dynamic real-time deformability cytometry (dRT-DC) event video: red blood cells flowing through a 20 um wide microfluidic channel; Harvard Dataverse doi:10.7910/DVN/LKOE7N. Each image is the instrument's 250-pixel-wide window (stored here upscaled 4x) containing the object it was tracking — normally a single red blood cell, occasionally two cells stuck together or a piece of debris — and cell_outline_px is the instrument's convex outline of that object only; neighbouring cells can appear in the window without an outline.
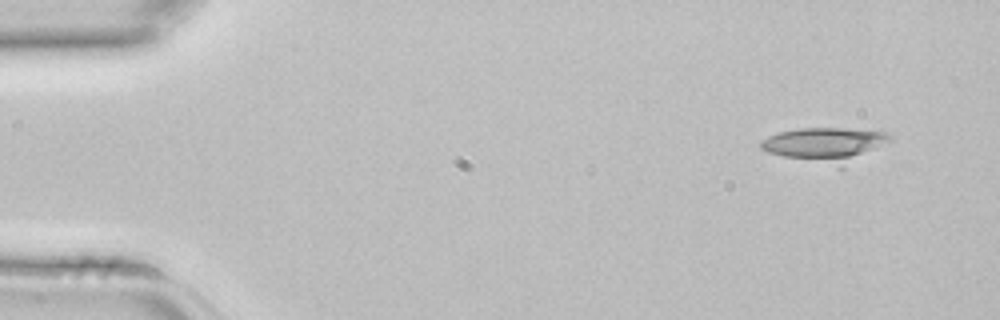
{"species": "common noctule bat (a hibernating species)", "species_latin": "Nyctalus noctula", "temperature_condition": "room temperature", "stored_images_in_passage": 3, "camera_frame_rate_fps": 3000, "um_per_image_px": 0.085, "animal": {"sex": "female", "body_mass_g": 22.7, "forearm_length_mm": 54.2}, "frame": {"image": 1, "passage_image": 1, "time_ms": 0.0, "image_size_px": [1000, 320], "cell_outline_px": [[892, 140], [844, 168], [840, 168], [784, 156], [768, 152], [760, 148], [760, 140], [768, 136], [780, 132], [800, 128], [844, 128], [888, 132]], "centroid_in_image_um": [70.18, 12.3], "position_along_channel_um": 14.8, "area_um2": 25.95}}
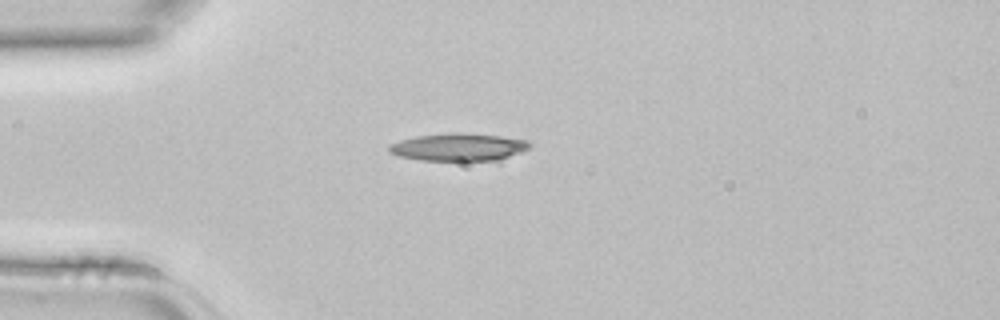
{"frame": {"image": 2, "passage_image": 3, "time_ms": 0.667, "image_size_px": [1000, 320], "cell_outline_px": [[532, 144], [528, 148], [500, 164], [420, 160], [396, 156], [388, 152], [388, 144], [400, 140], [416, 136], [500, 136], [528, 140]], "centroid_in_image_um": [39.06, 12.63], "position_along_channel_um": 45.9, "area_um2": 22.89}}